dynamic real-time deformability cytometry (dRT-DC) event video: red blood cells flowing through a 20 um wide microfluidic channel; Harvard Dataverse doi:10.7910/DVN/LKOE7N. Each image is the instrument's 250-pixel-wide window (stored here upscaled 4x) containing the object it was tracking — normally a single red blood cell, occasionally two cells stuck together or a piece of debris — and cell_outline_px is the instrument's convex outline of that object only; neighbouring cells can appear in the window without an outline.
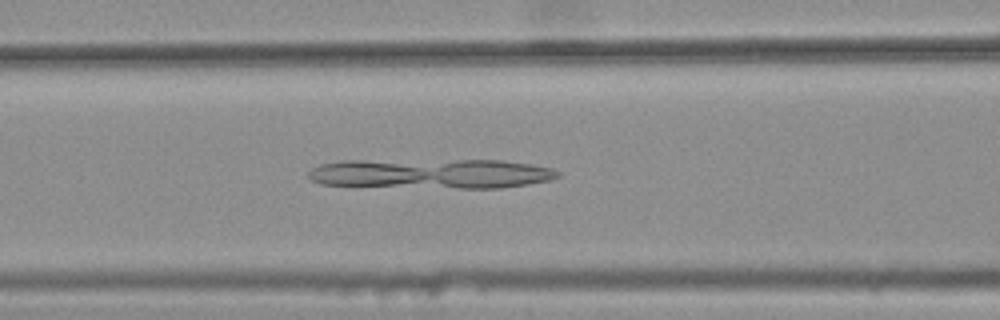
{"species": "common noctule bat (a hibernating species)", "species_latin": "Nyctalus noctula", "temperature_condition": "warm", "stored_images_in_passage": 43, "camera_frame_rate_fps": 3000, "um_per_image_px": 0.085, "animal": {"sex": "female", "body_mass_g": 25.1}, "frame": {"image": 1, "passage_image": 19, "time_ms": 6.0, "image_size_px": [1000, 320], "cell_outline_px": [[560, 176], [548, 180], [528, 184], [500, 188], [456, 188], [320, 184], [312, 180], [308, 176], [308, 172], [312, 168], [320, 164], [340, 160], [500, 160], [532, 164], [552, 168], [560, 172]], "centroid_in_image_um": [36.66, 14.74], "position_along_channel_um": 129.9, "area_um2": 43.41}}